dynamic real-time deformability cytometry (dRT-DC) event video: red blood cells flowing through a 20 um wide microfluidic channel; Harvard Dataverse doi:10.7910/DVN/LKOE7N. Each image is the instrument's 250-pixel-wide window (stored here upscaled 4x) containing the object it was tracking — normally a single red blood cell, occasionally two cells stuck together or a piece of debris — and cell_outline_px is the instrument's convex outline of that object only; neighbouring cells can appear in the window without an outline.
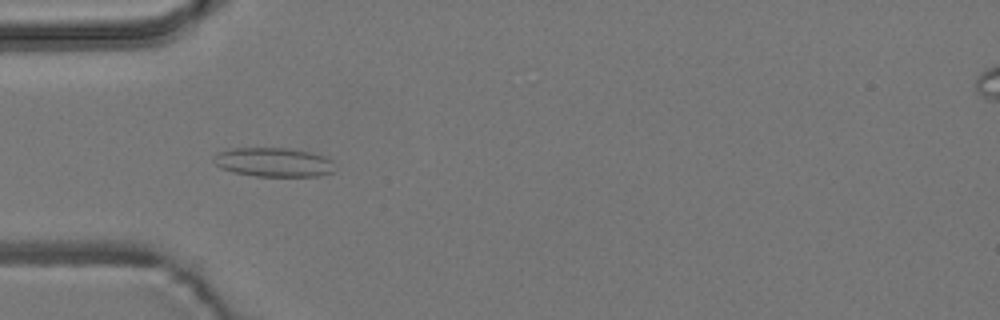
{"species": "common noctule bat (a hibernating species)", "species_latin": "Nyctalus noctula", "temperature_condition": "room temperature", "stored_images_in_passage": 51, "camera_frame_rate_fps": 3000, "um_per_image_px": 0.085, "animal": {"sex": "male", "body_mass_g": 19.2, "forearm_length_mm": 51.8}, "frame": {"image": 1, "passage_image": 14, "time_ms": 4.333, "image_size_px": [1000, 320], "cell_outline_px": [[332, 172], [316, 176], [256, 176], [232, 172], [220, 168], [212, 160], [216, 152], [232, 148], [288, 148], [312, 152], [324, 156], [332, 160]], "centroid_in_image_um": [23.2, 13.78], "position_along_channel_um": 61.8, "area_um2": 20.58}}
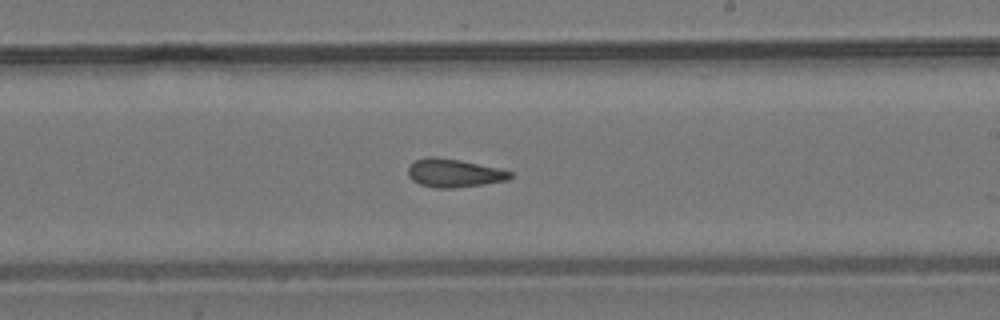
{"frame": {"image": 2, "passage_image": 29, "time_ms": 9.333, "image_size_px": [1000, 320], "cell_outline_px": [[512, 176], [508, 180], [484, 184], [452, 188], [436, 188], [420, 184], [412, 180], [408, 176], [408, 164], [416, 160], [428, 156], [436, 156], [460, 160], [496, 168], [512, 172]], "centroid_in_image_um": [38.54, 14.7], "position_along_channel_um": 250.5, "area_um2": 16.82}}
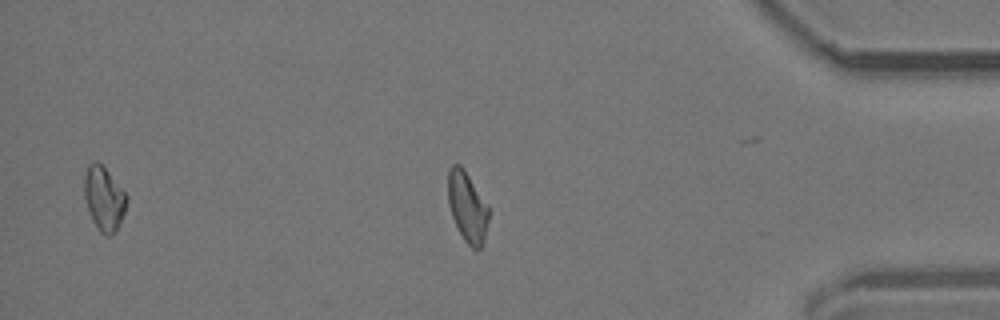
{"frame": {"image": 3, "passage_image": 43, "time_ms": 14.0, "image_size_px": [1000, 320], "cell_outline_px": [[488, 220], [484, 236], [480, 248], [472, 248], [464, 240], [452, 216], [448, 204], [448, 168], [452, 164], [460, 164], [464, 168], [488, 204]], "centroid_in_image_um": [39.7, 17.52], "position_along_channel_um": 395.5, "area_um2": 16.53}, "authors_computed_cell_mechanics": {"area_um2": 16.8776, "velocity_mm_per_s": 3.7933, "shape_relaxation_time_tau1_ms": null, "shape_relaxation_time_tau2_ms": 2.1382, "deformation_change_tau1": null, "deformation_change_tau2": 0.0983}}